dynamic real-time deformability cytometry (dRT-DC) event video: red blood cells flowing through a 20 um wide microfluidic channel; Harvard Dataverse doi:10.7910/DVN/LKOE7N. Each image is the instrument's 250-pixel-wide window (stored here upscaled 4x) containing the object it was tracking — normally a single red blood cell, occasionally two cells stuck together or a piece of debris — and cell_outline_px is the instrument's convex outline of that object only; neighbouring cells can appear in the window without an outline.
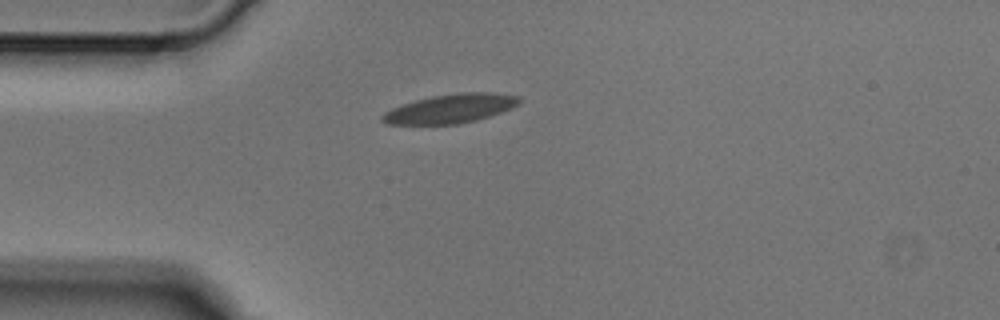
{"species": "Egyptian fruit bat (a non-hibernating species)", "species_latin": "Rousettus aegyptiacus", "temperature_condition": "cold", "stored_images_in_passage": 4, "camera_frame_rate_fps": 3000, "um_per_image_px": 0.085, "animal": {"sex": "male"}, "frame": {"image": 1, "passage_image": 4, "time_ms": 1.0, "image_size_px": [1000, 320], "cell_outline_px": [[520, 104], [512, 108], [476, 120], [460, 124], [384, 124], [380, 120], [380, 116], [384, 112], [392, 108], [416, 100], [432, 96], [460, 92], [488, 92], [520, 96]], "centroid_in_image_um": [38.28, 9.23], "position_along_channel_um": 46.7, "area_um2": 23.12}}